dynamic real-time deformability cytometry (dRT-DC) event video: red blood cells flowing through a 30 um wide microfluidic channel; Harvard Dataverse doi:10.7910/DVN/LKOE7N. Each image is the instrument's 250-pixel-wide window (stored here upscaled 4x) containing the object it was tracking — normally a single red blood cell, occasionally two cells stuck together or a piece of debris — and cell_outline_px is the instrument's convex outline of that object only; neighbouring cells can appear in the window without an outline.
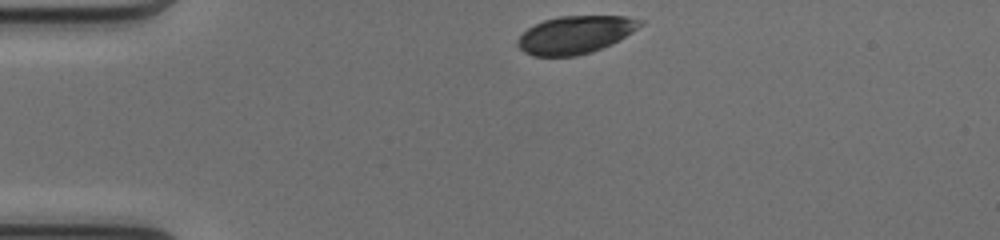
{"species": "common noctule bat (a hibernating species)", "species_latin": "Nyctalus noctula", "temperature_condition": "cold", "stored_images_in_passage": 40, "camera_frame_rate_fps": 3000, "um_per_image_px": 0.085, "animal": {"sex": "female", "body_mass_g": 17.0, "forearm_length_mm": 48.0}, "frame": {"image": 1, "passage_image": 1, "time_ms": 0.0, "image_size_px": [1000, 240], "cell_outline_px": [[644, 24], [632, 32], [612, 44], [592, 52], [576, 56], [532, 56], [524, 52], [516, 44], [516, 40], [528, 28], [544, 20], [556, 16], [624, 16], [644, 20]], "centroid_in_image_um": [48.9, 2.95], "position_along_channel_um": 36.1, "area_um2": 27.05}}
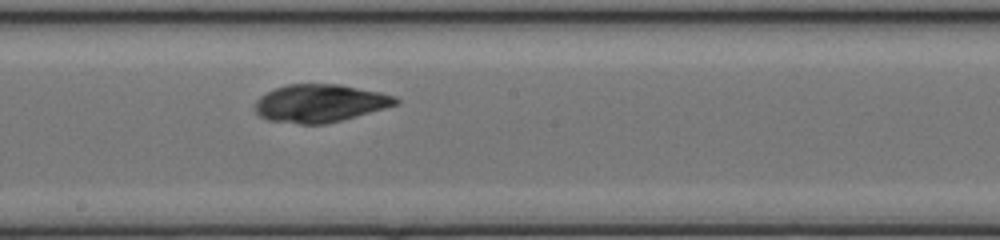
{"frame": {"image": 2, "passage_image": 18, "time_ms": 5.667, "image_size_px": [1000, 240], "cell_outline_px": [[400, 104], [356, 116], [324, 124], [300, 124], [268, 120], [260, 116], [256, 112], [256, 100], [260, 96], [276, 88], [288, 84], [340, 84], [380, 92], [396, 96], [400, 100]], "centroid_in_image_um": [27.23, 8.77], "position_along_channel_um": 221.0, "area_um2": 30.92}}
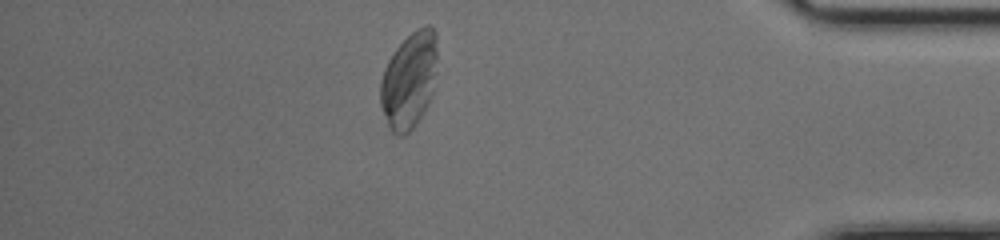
{"frame": {"image": 3, "passage_image": 34, "time_ms": 11.0, "image_size_px": [1000, 240], "cell_outline_px": [[436, 72], [432, 96], [428, 104], [416, 124], [404, 136], [396, 136], [392, 132], [388, 124], [380, 104], [380, 80], [384, 68], [388, 60], [396, 48], [416, 28], [424, 24], [428, 24], [436, 32]], "centroid_in_image_um": [34.78, 6.81], "position_along_channel_um": 400.4, "area_um2": 32.08}}